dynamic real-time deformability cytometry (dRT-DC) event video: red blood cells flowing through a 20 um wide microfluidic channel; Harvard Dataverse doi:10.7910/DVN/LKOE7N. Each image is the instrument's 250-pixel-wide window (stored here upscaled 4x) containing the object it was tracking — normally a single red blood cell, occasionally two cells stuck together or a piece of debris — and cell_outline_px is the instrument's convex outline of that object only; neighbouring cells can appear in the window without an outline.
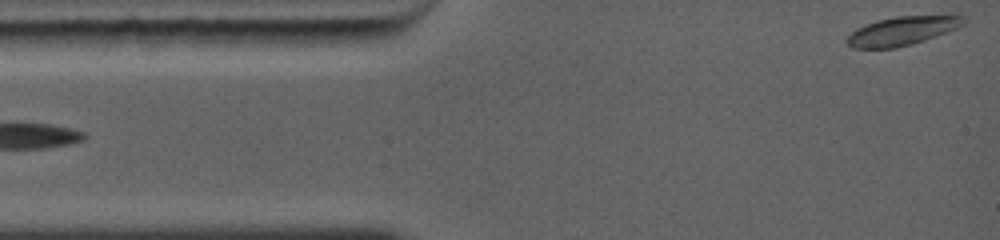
{"species": "common noctule bat (a hibernating species)", "species_latin": "Nyctalus noctula", "temperature_condition": "warm", "stored_images_in_passage": 3, "camera_frame_rate_fps": 5000, "um_per_image_px": 0.085, "animal": {"sex": "female", "body_mass_g": 19.0, "forearm_length_mm": 56.7}, "frame": {"image": 1, "passage_image": 1, "time_ms": 0.0, "image_size_px": [1000, 240], "cell_outline_px": [[968, 20], [964, 24], [956, 28], [924, 40], [912, 44], [896, 48], [852, 48], [844, 40], [856, 28], [864, 24], [876, 20], [896, 16], [956, 12], [964, 16]], "centroid_in_image_um": [76.78, 2.56], "position_along_channel_um": 8.2, "area_um2": 20.4}}
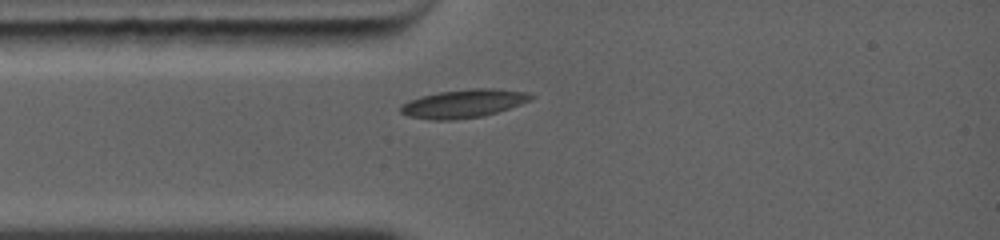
{"frame": {"image": 2, "passage_image": 3, "time_ms": 2.4, "image_size_px": [1000, 240], "cell_outline_px": [[536, 96], [520, 104], [496, 112], [480, 116], [448, 120], [440, 120], [412, 116], [400, 112], [400, 104], [408, 100], [440, 92], [472, 88], [492, 88], [532, 92]], "centroid_in_image_um": [39.44, 8.78], "position_along_channel_um": 45.6, "area_um2": 21.1}}